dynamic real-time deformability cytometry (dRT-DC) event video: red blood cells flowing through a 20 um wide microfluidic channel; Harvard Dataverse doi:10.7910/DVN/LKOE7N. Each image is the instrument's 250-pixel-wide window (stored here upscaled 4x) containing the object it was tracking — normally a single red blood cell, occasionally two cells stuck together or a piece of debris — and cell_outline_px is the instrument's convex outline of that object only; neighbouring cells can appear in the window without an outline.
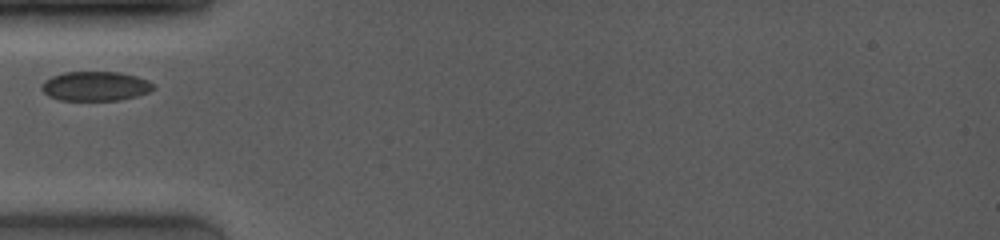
{"species": "common noctule bat (a hibernating species)", "species_latin": "Nyctalus noctula", "temperature_condition": "room temperature", "stored_images_in_passage": 8, "camera_frame_rate_fps": 4000, "um_per_image_px": 0.085, "animal": {"sex": "female", "body_mass_g": 19.0, "forearm_length_mm": 53.3}, "frame": {"image": 1, "passage_image": 1, "time_ms": 0.0, "image_size_px": [1000, 240], "cell_outline_px": [[156, 88], [148, 92], [136, 96], [120, 100], [60, 100], [48, 96], [40, 88], [40, 84], [44, 80], [52, 76], [64, 72], [120, 72], [136, 76], [148, 80]], "centroid_in_image_um": [8.08, 7.32], "position_along_channel_um": 76.9, "area_um2": 19.25}}
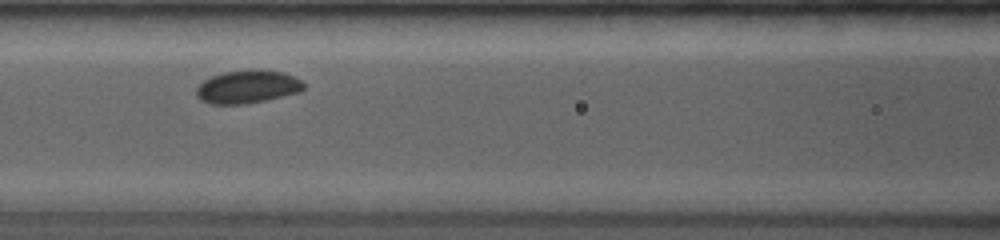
{"frame": {"image": 2, "passage_image": 4, "time_ms": 1.75, "image_size_px": [1000, 240], "cell_outline_px": [[304, 88], [300, 92], [268, 100], [244, 104], [208, 104], [200, 100], [196, 96], [196, 88], [204, 80], [212, 76], [224, 72], [284, 72], [300, 80], [304, 84]], "centroid_in_image_um": [21.01, 7.43], "position_along_channel_um": 145.6, "area_um2": 20.11}}